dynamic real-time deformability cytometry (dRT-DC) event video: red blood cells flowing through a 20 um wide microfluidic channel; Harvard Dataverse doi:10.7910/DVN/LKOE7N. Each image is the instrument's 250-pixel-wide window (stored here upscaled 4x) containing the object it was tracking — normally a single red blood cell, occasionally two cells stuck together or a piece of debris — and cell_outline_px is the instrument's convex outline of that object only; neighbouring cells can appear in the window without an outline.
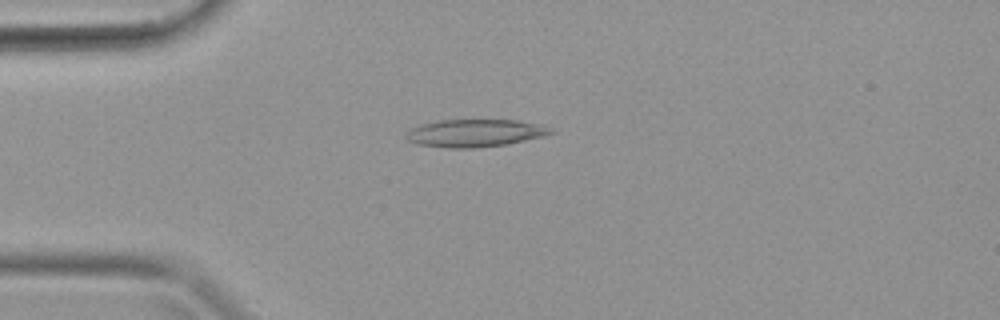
{"species": "common noctule bat (a hibernating species)", "species_latin": "Nyctalus noctula", "temperature_condition": "warm", "stored_images_in_passage": 16, "camera_frame_rate_fps": 3000, "um_per_image_px": 0.085, "animal": {"sex": "female", "body_mass_g": 19.9}, "frame": {"image": 1, "passage_image": 10, "time_ms": 3.0, "image_size_px": [1000, 320], "cell_outline_px": [[556, 132], [544, 136], [504, 144], [476, 148], [448, 148], [416, 144], [408, 140], [404, 136], [412, 128], [420, 124], [436, 120], [516, 120], [540, 124], [556, 128]], "centroid_in_image_um": [40.4, 11.3], "position_along_channel_um": 44.6, "area_um2": 23.41}}
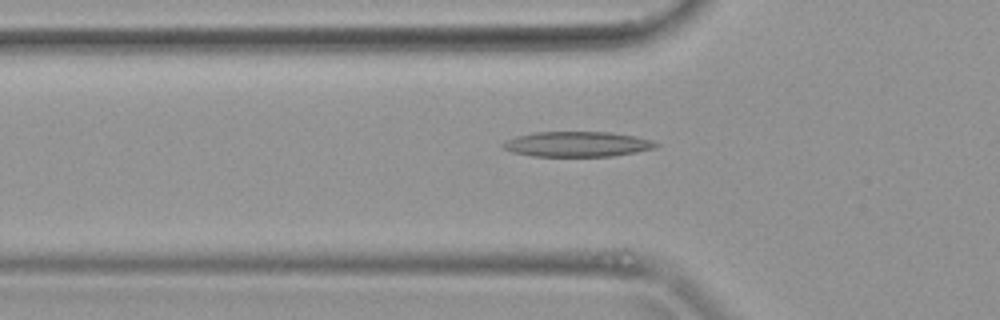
{"frame": {"image": 2, "passage_image": 13, "time_ms": 4.0, "image_size_px": [1000, 320], "cell_outline_px": [[660, 144], [656, 148], [636, 152], [612, 156], [532, 156], [512, 152], [504, 148], [500, 144], [516, 136], [536, 132], [612, 132], [636, 136], [652, 140]], "centroid_in_image_um": [49.1, 12.25], "position_along_channel_um": 76.7, "area_um2": 22.48}}